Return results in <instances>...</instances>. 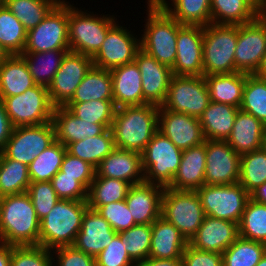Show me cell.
Here are the masks:
<instances>
[{
    "label": "cell",
    "mask_w": 266,
    "mask_h": 266,
    "mask_svg": "<svg viewBox=\"0 0 266 266\" xmlns=\"http://www.w3.org/2000/svg\"><path fill=\"white\" fill-rule=\"evenodd\" d=\"M27 30L17 17L0 5V45L8 55H21L25 48Z\"/></svg>",
    "instance_id": "obj_40"
},
{
    "label": "cell",
    "mask_w": 266,
    "mask_h": 266,
    "mask_svg": "<svg viewBox=\"0 0 266 266\" xmlns=\"http://www.w3.org/2000/svg\"><path fill=\"white\" fill-rule=\"evenodd\" d=\"M161 216L173 224L189 242L203 223L205 214L196 191L164 187Z\"/></svg>",
    "instance_id": "obj_7"
},
{
    "label": "cell",
    "mask_w": 266,
    "mask_h": 266,
    "mask_svg": "<svg viewBox=\"0 0 266 266\" xmlns=\"http://www.w3.org/2000/svg\"><path fill=\"white\" fill-rule=\"evenodd\" d=\"M95 177L120 179L130 185L144 182L142 153L115 148L96 167Z\"/></svg>",
    "instance_id": "obj_23"
},
{
    "label": "cell",
    "mask_w": 266,
    "mask_h": 266,
    "mask_svg": "<svg viewBox=\"0 0 266 266\" xmlns=\"http://www.w3.org/2000/svg\"><path fill=\"white\" fill-rule=\"evenodd\" d=\"M238 237V223L205 215L188 244L200 251L223 253Z\"/></svg>",
    "instance_id": "obj_21"
},
{
    "label": "cell",
    "mask_w": 266,
    "mask_h": 266,
    "mask_svg": "<svg viewBox=\"0 0 266 266\" xmlns=\"http://www.w3.org/2000/svg\"><path fill=\"white\" fill-rule=\"evenodd\" d=\"M14 127L9 119L3 101L0 99V152L9 140Z\"/></svg>",
    "instance_id": "obj_57"
},
{
    "label": "cell",
    "mask_w": 266,
    "mask_h": 266,
    "mask_svg": "<svg viewBox=\"0 0 266 266\" xmlns=\"http://www.w3.org/2000/svg\"><path fill=\"white\" fill-rule=\"evenodd\" d=\"M204 214L213 218L239 223L250 194L239 183L203 185L196 190Z\"/></svg>",
    "instance_id": "obj_10"
},
{
    "label": "cell",
    "mask_w": 266,
    "mask_h": 266,
    "mask_svg": "<svg viewBox=\"0 0 266 266\" xmlns=\"http://www.w3.org/2000/svg\"><path fill=\"white\" fill-rule=\"evenodd\" d=\"M249 194L266 182V147L241 155L238 181Z\"/></svg>",
    "instance_id": "obj_42"
},
{
    "label": "cell",
    "mask_w": 266,
    "mask_h": 266,
    "mask_svg": "<svg viewBox=\"0 0 266 266\" xmlns=\"http://www.w3.org/2000/svg\"><path fill=\"white\" fill-rule=\"evenodd\" d=\"M26 193L30 196L40 221L52 210L59 200L51 181L31 182Z\"/></svg>",
    "instance_id": "obj_49"
},
{
    "label": "cell",
    "mask_w": 266,
    "mask_h": 266,
    "mask_svg": "<svg viewBox=\"0 0 266 266\" xmlns=\"http://www.w3.org/2000/svg\"><path fill=\"white\" fill-rule=\"evenodd\" d=\"M126 236L118 232L112 242L95 259L96 266H137L126 249Z\"/></svg>",
    "instance_id": "obj_51"
},
{
    "label": "cell",
    "mask_w": 266,
    "mask_h": 266,
    "mask_svg": "<svg viewBox=\"0 0 266 266\" xmlns=\"http://www.w3.org/2000/svg\"><path fill=\"white\" fill-rule=\"evenodd\" d=\"M204 26L183 25L177 31L173 75L203 76Z\"/></svg>",
    "instance_id": "obj_18"
},
{
    "label": "cell",
    "mask_w": 266,
    "mask_h": 266,
    "mask_svg": "<svg viewBox=\"0 0 266 266\" xmlns=\"http://www.w3.org/2000/svg\"><path fill=\"white\" fill-rule=\"evenodd\" d=\"M117 232L96 210L88 208L73 246L96 258L112 242Z\"/></svg>",
    "instance_id": "obj_22"
},
{
    "label": "cell",
    "mask_w": 266,
    "mask_h": 266,
    "mask_svg": "<svg viewBox=\"0 0 266 266\" xmlns=\"http://www.w3.org/2000/svg\"><path fill=\"white\" fill-rule=\"evenodd\" d=\"M6 0H0V5L4 4Z\"/></svg>",
    "instance_id": "obj_67"
},
{
    "label": "cell",
    "mask_w": 266,
    "mask_h": 266,
    "mask_svg": "<svg viewBox=\"0 0 266 266\" xmlns=\"http://www.w3.org/2000/svg\"><path fill=\"white\" fill-rule=\"evenodd\" d=\"M240 109L266 125V79L248 74Z\"/></svg>",
    "instance_id": "obj_46"
},
{
    "label": "cell",
    "mask_w": 266,
    "mask_h": 266,
    "mask_svg": "<svg viewBox=\"0 0 266 266\" xmlns=\"http://www.w3.org/2000/svg\"><path fill=\"white\" fill-rule=\"evenodd\" d=\"M254 74L260 78L266 79V53L262 58L259 68L256 70Z\"/></svg>",
    "instance_id": "obj_61"
},
{
    "label": "cell",
    "mask_w": 266,
    "mask_h": 266,
    "mask_svg": "<svg viewBox=\"0 0 266 266\" xmlns=\"http://www.w3.org/2000/svg\"><path fill=\"white\" fill-rule=\"evenodd\" d=\"M13 127L41 125L52 121L55 106L48 87L36 84L22 94L0 97Z\"/></svg>",
    "instance_id": "obj_9"
},
{
    "label": "cell",
    "mask_w": 266,
    "mask_h": 266,
    "mask_svg": "<svg viewBox=\"0 0 266 266\" xmlns=\"http://www.w3.org/2000/svg\"><path fill=\"white\" fill-rule=\"evenodd\" d=\"M158 116L153 104L117 108L111 126L115 147L142 153L158 131Z\"/></svg>",
    "instance_id": "obj_2"
},
{
    "label": "cell",
    "mask_w": 266,
    "mask_h": 266,
    "mask_svg": "<svg viewBox=\"0 0 266 266\" xmlns=\"http://www.w3.org/2000/svg\"><path fill=\"white\" fill-rule=\"evenodd\" d=\"M134 61L141 72L143 105L161 106L166 99L173 76L172 69L161 64L141 48L136 53Z\"/></svg>",
    "instance_id": "obj_19"
},
{
    "label": "cell",
    "mask_w": 266,
    "mask_h": 266,
    "mask_svg": "<svg viewBox=\"0 0 266 266\" xmlns=\"http://www.w3.org/2000/svg\"><path fill=\"white\" fill-rule=\"evenodd\" d=\"M164 187L142 182L131 185L125 202L135 224H152L161 216V200Z\"/></svg>",
    "instance_id": "obj_24"
},
{
    "label": "cell",
    "mask_w": 266,
    "mask_h": 266,
    "mask_svg": "<svg viewBox=\"0 0 266 266\" xmlns=\"http://www.w3.org/2000/svg\"><path fill=\"white\" fill-rule=\"evenodd\" d=\"M67 147L57 140L41 152L29 165L28 174L31 182L51 181L60 170Z\"/></svg>",
    "instance_id": "obj_39"
},
{
    "label": "cell",
    "mask_w": 266,
    "mask_h": 266,
    "mask_svg": "<svg viewBox=\"0 0 266 266\" xmlns=\"http://www.w3.org/2000/svg\"><path fill=\"white\" fill-rule=\"evenodd\" d=\"M114 106L143 105L141 72L135 61L110 70Z\"/></svg>",
    "instance_id": "obj_25"
},
{
    "label": "cell",
    "mask_w": 266,
    "mask_h": 266,
    "mask_svg": "<svg viewBox=\"0 0 266 266\" xmlns=\"http://www.w3.org/2000/svg\"><path fill=\"white\" fill-rule=\"evenodd\" d=\"M210 103L204 76L173 75L163 109L199 118Z\"/></svg>",
    "instance_id": "obj_11"
},
{
    "label": "cell",
    "mask_w": 266,
    "mask_h": 266,
    "mask_svg": "<svg viewBox=\"0 0 266 266\" xmlns=\"http://www.w3.org/2000/svg\"><path fill=\"white\" fill-rule=\"evenodd\" d=\"M123 233L127 239L125 249L136 264L149 258L152 224H136Z\"/></svg>",
    "instance_id": "obj_48"
},
{
    "label": "cell",
    "mask_w": 266,
    "mask_h": 266,
    "mask_svg": "<svg viewBox=\"0 0 266 266\" xmlns=\"http://www.w3.org/2000/svg\"><path fill=\"white\" fill-rule=\"evenodd\" d=\"M53 266H96V259L76 249L74 246H62L53 250ZM56 258V259H55ZM58 259V260H57Z\"/></svg>",
    "instance_id": "obj_55"
},
{
    "label": "cell",
    "mask_w": 266,
    "mask_h": 266,
    "mask_svg": "<svg viewBox=\"0 0 266 266\" xmlns=\"http://www.w3.org/2000/svg\"><path fill=\"white\" fill-rule=\"evenodd\" d=\"M52 123L56 140L65 147L72 142L100 135L108 129L104 124L91 123L78 118L65 106L54 108Z\"/></svg>",
    "instance_id": "obj_26"
},
{
    "label": "cell",
    "mask_w": 266,
    "mask_h": 266,
    "mask_svg": "<svg viewBox=\"0 0 266 266\" xmlns=\"http://www.w3.org/2000/svg\"><path fill=\"white\" fill-rule=\"evenodd\" d=\"M205 184L230 185L239 181L241 155L227 141L205 140Z\"/></svg>",
    "instance_id": "obj_17"
},
{
    "label": "cell",
    "mask_w": 266,
    "mask_h": 266,
    "mask_svg": "<svg viewBox=\"0 0 266 266\" xmlns=\"http://www.w3.org/2000/svg\"><path fill=\"white\" fill-rule=\"evenodd\" d=\"M238 227L239 237L266 244V204L249 198Z\"/></svg>",
    "instance_id": "obj_44"
},
{
    "label": "cell",
    "mask_w": 266,
    "mask_h": 266,
    "mask_svg": "<svg viewBox=\"0 0 266 266\" xmlns=\"http://www.w3.org/2000/svg\"><path fill=\"white\" fill-rule=\"evenodd\" d=\"M147 4L148 16L140 37L141 49L172 69L176 60L177 31L183 25L151 0Z\"/></svg>",
    "instance_id": "obj_4"
},
{
    "label": "cell",
    "mask_w": 266,
    "mask_h": 266,
    "mask_svg": "<svg viewBox=\"0 0 266 266\" xmlns=\"http://www.w3.org/2000/svg\"><path fill=\"white\" fill-rule=\"evenodd\" d=\"M14 245L0 242V266H10Z\"/></svg>",
    "instance_id": "obj_59"
},
{
    "label": "cell",
    "mask_w": 266,
    "mask_h": 266,
    "mask_svg": "<svg viewBox=\"0 0 266 266\" xmlns=\"http://www.w3.org/2000/svg\"><path fill=\"white\" fill-rule=\"evenodd\" d=\"M236 45L237 25L204 26L203 76L234 73Z\"/></svg>",
    "instance_id": "obj_6"
},
{
    "label": "cell",
    "mask_w": 266,
    "mask_h": 266,
    "mask_svg": "<svg viewBox=\"0 0 266 266\" xmlns=\"http://www.w3.org/2000/svg\"><path fill=\"white\" fill-rule=\"evenodd\" d=\"M130 186L120 179L95 177L88 189V206H103L125 200Z\"/></svg>",
    "instance_id": "obj_43"
},
{
    "label": "cell",
    "mask_w": 266,
    "mask_h": 266,
    "mask_svg": "<svg viewBox=\"0 0 266 266\" xmlns=\"http://www.w3.org/2000/svg\"><path fill=\"white\" fill-rule=\"evenodd\" d=\"M158 131L181 150L198 146L205 141L199 118L169 111L161 106H159Z\"/></svg>",
    "instance_id": "obj_20"
},
{
    "label": "cell",
    "mask_w": 266,
    "mask_h": 266,
    "mask_svg": "<svg viewBox=\"0 0 266 266\" xmlns=\"http://www.w3.org/2000/svg\"><path fill=\"white\" fill-rule=\"evenodd\" d=\"M258 14H266V0H263V3L258 10Z\"/></svg>",
    "instance_id": "obj_64"
},
{
    "label": "cell",
    "mask_w": 266,
    "mask_h": 266,
    "mask_svg": "<svg viewBox=\"0 0 266 266\" xmlns=\"http://www.w3.org/2000/svg\"><path fill=\"white\" fill-rule=\"evenodd\" d=\"M182 25L207 26L211 23V0H151ZM172 5V6H170Z\"/></svg>",
    "instance_id": "obj_33"
},
{
    "label": "cell",
    "mask_w": 266,
    "mask_h": 266,
    "mask_svg": "<svg viewBox=\"0 0 266 266\" xmlns=\"http://www.w3.org/2000/svg\"><path fill=\"white\" fill-rule=\"evenodd\" d=\"M115 148L113 132L109 128L100 135L70 143L67 152L96 168Z\"/></svg>",
    "instance_id": "obj_37"
},
{
    "label": "cell",
    "mask_w": 266,
    "mask_h": 266,
    "mask_svg": "<svg viewBox=\"0 0 266 266\" xmlns=\"http://www.w3.org/2000/svg\"><path fill=\"white\" fill-rule=\"evenodd\" d=\"M210 13L213 24L242 25L258 17L248 0H211Z\"/></svg>",
    "instance_id": "obj_35"
},
{
    "label": "cell",
    "mask_w": 266,
    "mask_h": 266,
    "mask_svg": "<svg viewBox=\"0 0 266 266\" xmlns=\"http://www.w3.org/2000/svg\"><path fill=\"white\" fill-rule=\"evenodd\" d=\"M206 146L205 141L183 150L180 165L172 183L175 190L196 191L205 185Z\"/></svg>",
    "instance_id": "obj_28"
},
{
    "label": "cell",
    "mask_w": 266,
    "mask_h": 266,
    "mask_svg": "<svg viewBox=\"0 0 266 266\" xmlns=\"http://www.w3.org/2000/svg\"><path fill=\"white\" fill-rule=\"evenodd\" d=\"M92 66L91 56L72 51L65 54L52 83L48 86L49 97L55 107L64 106L72 98Z\"/></svg>",
    "instance_id": "obj_16"
},
{
    "label": "cell",
    "mask_w": 266,
    "mask_h": 266,
    "mask_svg": "<svg viewBox=\"0 0 266 266\" xmlns=\"http://www.w3.org/2000/svg\"><path fill=\"white\" fill-rule=\"evenodd\" d=\"M257 10L261 7L263 0H248Z\"/></svg>",
    "instance_id": "obj_62"
},
{
    "label": "cell",
    "mask_w": 266,
    "mask_h": 266,
    "mask_svg": "<svg viewBox=\"0 0 266 266\" xmlns=\"http://www.w3.org/2000/svg\"><path fill=\"white\" fill-rule=\"evenodd\" d=\"M51 184L59 199L87 200L88 190L75 177L63 176L60 170L51 179Z\"/></svg>",
    "instance_id": "obj_54"
},
{
    "label": "cell",
    "mask_w": 266,
    "mask_h": 266,
    "mask_svg": "<svg viewBox=\"0 0 266 266\" xmlns=\"http://www.w3.org/2000/svg\"><path fill=\"white\" fill-rule=\"evenodd\" d=\"M40 220L25 192L0 197V242L14 246H39Z\"/></svg>",
    "instance_id": "obj_1"
},
{
    "label": "cell",
    "mask_w": 266,
    "mask_h": 266,
    "mask_svg": "<svg viewBox=\"0 0 266 266\" xmlns=\"http://www.w3.org/2000/svg\"><path fill=\"white\" fill-rule=\"evenodd\" d=\"M256 266H266V253L262 256L259 263Z\"/></svg>",
    "instance_id": "obj_65"
},
{
    "label": "cell",
    "mask_w": 266,
    "mask_h": 266,
    "mask_svg": "<svg viewBox=\"0 0 266 266\" xmlns=\"http://www.w3.org/2000/svg\"><path fill=\"white\" fill-rule=\"evenodd\" d=\"M61 0H6L4 5L28 31L36 27Z\"/></svg>",
    "instance_id": "obj_41"
},
{
    "label": "cell",
    "mask_w": 266,
    "mask_h": 266,
    "mask_svg": "<svg viewBox=\"0 0 266 266\" xmlns=\"http://www.w3.org/2000/svg\"><path fill=\"white\" fill-rule=\"evenodd\" d=\"M187 245L180 231L162 216L152 223L149 258L181 259Z\"/></svg>",
    "instance_id": "obj_29"
},
{
    "label": "cell",
    "mask_w": 266,
    "mask_h": 266,
    "mask_svg": "<svg viewBox=\"0 0 266 266\" xmlns=\"http://www.w3.org/2000/svg\"><path fill=\"white\" fill-rule=\"evenodd\" d=\"M75 116L87 122L104 124L111 128L116 107L113 100H91L82 103H66Z\"/></svg>",
    "instance_id": "obj_47"
},
{
    "label": "cell",
    "mask_w": 266,
    "mask_h": 266,
    "mask_svg": "<svg viewBox=\"0 0 266 266\" xmlns=\"http://www.w3.org/2000/svg\"><path fill=\"white\" fill-rule=\"evenodd\" d=\"M182 266H223L222 253L200 251L189 244L183 251Z\"/></svg>",
    "instance_id": "obj_56"
},
{
    "label": "cell",
    "mask_w": 266,
    "mask_h": 266,
    "mask_svg": "<svg viewBox=\"0 0 266 266\" xmlns=\"http://www.w3.org/2000/svg\"><path fill=\"white\" fill-rule=\"evenodd\" d=\"M55 141L52 121L41 125L15 127L1 153L28 166Z\"/></svg>",
    "instance_id": "obj_13"
},
{
    "label": "cell",
    "mask_w": 266,
    "mask_h": 266,
    "mask_svg": "<svg viewBox=\"0 0 266 266\" xmlns=\"http://www.w3.org/2000/svg\"><path fill=\"white\" fill-rule=\"evenodd\" d=\"M137 266H182V259H156L147 258Z\"/></svg>",
    "instance_id": "obj_58"
},
{
    "label": "cell",
    "mask_w": 266,
    "mask_h": 266,
    "mask_svg": "<svg viewBox=\"0 0 266 266\" xmlns=\"http://www.w3.org/2000/svg\"><path fill=\"white\" fill-rule=\"evenodd\" d=\"M119 25L117 21L108 30L101 48L92 57L93 66L111 70L134 61L136 53L141 48L140 38Z\"/></svg>",
    "instance_id": "obj_15"
},
{
    "label": "cell",
    "mask_w": 266,
    "mask_h": 266,
    "mask_svg": "<svg viewBox=\"0 0 266 266\" xmlns=\"http://www.w3.org/2000/svg\"><path fill=\"white\" fill-rule=\"evenodd\" d=\"M68 3L69 50L93 57L101 48L108 30L117 22L114 15L98 16ZM109 15V16H108Z\"/></svg>",
    "instance_id": "obj_5"
},
{
    "label": "cell",
    "mask_w": 266,
    "mask_h": 266,
    "mask_svg": "<svg viewBox=\"0 0 266 266\" xmlns=\"http://www.w3.org/2000/svg\"><path fill=\"white\" fill-rule=\"evenodd\" d=\"M9 55L7 54V52L2 48V46L0 45V63L5 60Z\"/></svg>",
    "instance_id": "obj_63"
},
{
    "label": "cell",
    "mask_w": 266,
    "mask_h": 266,
    "mask_svg": "<svg viewBox=\"0 0 266 266\" xmlns=\"http://www.w3.org/2000/svg\"><path fill=\"white\" fill-rule=\"evenodd\" d=\"M266 53V20H255L237 25L235 72L254 74Z\"/></svg>",
    "instance_id": "obj_14"
},
{
    "label": "cell",
    "mask_w": 266,
    "mask_h": 266,
    "mask_svg": "<svg viewBox=\"0 0 266 266\" xmlns=\"http://www.w3.org/2000/svg\"><path fill=\"white\" fill-rule=\"evenodd\" d=\"M183 150L157 131L142 152L144 182L168 187L178 171Z\"/></svg>",
    "instance_id": "obj_8"
},
{
    "label": "cell",
    "mask_w": 266,
    "mask_h": 266,
    "mask_svg": "<svg viewBox=\"0 0 266 266\" xmlns=\"http://www.w3.org/2000/svg\"><path fill=\"white\" fill-rule=\"evenodd\" d=\"M258 17L266 20V14H258Z\"/></svg>",
    "instance_id": "obj_66"
},
{
    "label": "cell",
    "mask_w": 266,
    "mask_h": 266,
    "mask_svg": "<svg viewBox=\"0 0 266 266\" xmlns=\"http://www.w3.org/2000/svg\"><path fill=\"white\" fill-rule=\"evenodd\" d=\"M52 251L42 246H15L10 266H53Z\"/></svg>",
    "instance_id": "obj_52"
},
{
    "label": "cell",
    "mask_w": 266,
    "mask_h": 266,
    "mask_svg": "<svg viewBox=\"0 0 266 266\" xmlns=\"http://www.w3.org/2000/svg\"><path fill=\"white\" fill-rule=\"evenodd\" d=\"M35 85L25 59L21 55H9L0 63V97L22 94Z\"/></svg>",
    "instance_id": "obj_31"
},
{
    "label": "cell",
    "mask_w": 266,
    "mask_h": 266,
    "mask_svg": "<svg viewBox=\"0 0 266 266\" xmlns=\"http://www.w3.org/2000/svg\"><path fill=\"white\" fill-rule=\"evenodd\" d=\"M265 134L266 125L239 109L226 141L236 153L242 155L265 146Z\"/></svg>",
    "instance_id": "obj_27"
},
{
    "label": "cell",
    "mask_w": 266,
    "mask_h": 266,
    "mask_svg": "<svg viewBox=\"0 0 266 266\" xmlns=\"http://www.w3.org/2000/svg\"><path fill=\"white\" fill-rule=\"evenodd\" d=\"M90 209L96 210L104 219H106L111 227L118 233L128 230L136 225L134 218L125 200L109 203L103 206H88Z\"/></svg>",
    "instance_id": "obj_50"
},
{
    "label": "cell",
    "mask_w": 266,
    "mask_h": 266,
    "mask_svg": "<svg viewBox=\"0 0 266 266\" xmlns=\"http://www.w3.org/2000/svg\"><path fill=\"white\" fill-rule=\"evenodd\" d=\"M30 183L28 166L0 152V197L25 193Z\"/></svg>",
    "instance_id": "obj_38"
},
{
    "label": "cell",
    "mask_w": 266,
    "mask_h": 266,
    "mask_svg": "<svg viewBox=\"0 0 266 266\" xmlns=\"http://www.w3.org/2000/svg\"><path fill=\"white\" fill-rule=\"evenodd\" d=\"M69 49L68 2L61 0L34 28L27 31L23 52Z\"/></svg>",
    "instance_id": "obj_12"
},
{
    "label": "cell",
    "mask_w": 266,
    "mask_h": 266,
    "mask_svg": "<svg viewBox=\"0 0 266 266\" xmlns=\"http://www.w3.org/2000/svg\"><path fill=\"white\" fill-rule=\"evenodd\" d=\"M68 51L70 50L57 49L47 52H23L21 56L25 59L34 82L48 87Z\"/></svg>",
    "instance_id": "obj_36"
},
{
    "label": "cell",
    "mask_w": 266,
    "mask_h": 266,
    "mask_svg": "<svg viewBox=\"0 0 266 266\" xmlns=\"http://www.w3.org/2000/svg\"><path fill=\"white\" fill-rule=\"evenodd\" d=\"M88 208L87 200L59 199L40 221L39 246L48 250L73 246Z\"/></svg>",
    "instance_id": "obj_3"
},
{
    "label": "cell",
    "mask_w": 266,
    "mask_h": 266,
    "mask_svg": "<svg viewBox=\"0 0 266 266\" xmlns=\"http://www.w3.org/2000/svg\"><path fill=\"white\" fill-rule=\"evenodd\" d=\"M63 176L75 177L87 190L95 178L96 168L90 163L66 152L60 167Z\"/></svg>",
    "instance_id": "obj_53"
},
{
    "label": "cell",
    "mask_w": 266,
    "mask_h": 266,
    "mask_svg": "<svg viewBox=\"0 0 266 266\" xmlns=\"http://www.w3.org/2000/svg\"><path fill=\"white\" fill-rule=\"evenodd\" d=\"M239 109L230 104L210 101L199 117L204 139L226 141L232 131Z\"/></svg>",
    "instance_id": "obj_30"
},
{
    "label": "cell",
    "mask_w": 266,
    "mask_h": 266,
    "mask_svg": "<svg viewBox=\"0 0 266 266\" xmlns=\"http://www.w3.org/2000/svg\"><path fill=\"white\" fill-rule=\"evenodd\" d=\"M247 76L241 72L204 76L210 101L240 108Z\"/></svg>",
    "instance_id": "obj_32"
},
{
    "label": "cell",
    "mask_w": 266,
    "mask_h": 266,
    "mask_svg": "<svg viewBox=\"0 0 266 266\" xmlns=\"http://www.w3.org/2000/svg\"><path fill=\"white\" fill-rule=\"evenodd\" d=\"M266 253V244L238 237L222 253L223 266H256Z\"/></svg>",
    "instance_id": "obj_45"
},
{
    "label": "cell",
    "mask_w": 266,
    "mask_h": 266,
    "mask_svg": "<svg viewBox=\"0 0 266 266\" xmlns=\"http://www.w3.org/2000/svg\"><path fill=\"white\" fill-rule=\"evenodd\" d=\"M250 198L255 202L266 204V182L255 189L250 194Z\"/></svg>",
    "instance_id": "obj_60"
},
{
    "label": "cell",
    "mask_w": 266,
    "mask_h": 266,
    "mask_svg": "<svg viewBox=\"0 0 266 266\" xmlns=\"http://www.w3.org/2000/svg\"><path fill=\"white\" fill-rule=\"evenodd\" d=\"M113 100L110 70L92 66L67 103L91 100Z\"/></svg>",
    "instance_id": "obj_34"
}]
</instances>
